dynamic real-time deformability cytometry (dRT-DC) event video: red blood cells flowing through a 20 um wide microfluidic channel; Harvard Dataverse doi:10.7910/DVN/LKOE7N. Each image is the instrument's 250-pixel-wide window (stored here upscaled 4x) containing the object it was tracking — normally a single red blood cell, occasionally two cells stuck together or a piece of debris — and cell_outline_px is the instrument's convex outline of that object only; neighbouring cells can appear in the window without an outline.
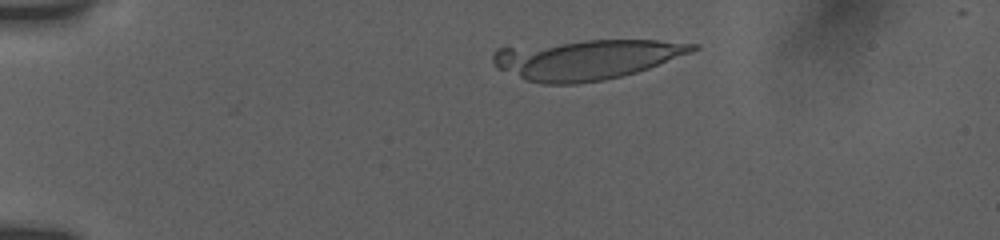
{"species": "human", "species_latin": "Homo sapiens", "temperature_condition": "room temperature", "stored_images_in_passage": 19, "camera_frame_rate_fps": 3000, "um_per_image_px": 0.085, "donor": {"sex": "female"}, "frame": {"image": 1, "passage_image": 1, "time_ms": 0.0, "image_size_px": [1000, 240], "cell_outline_px": [[700, 48], [648, 68], [636, 72], [604, 80], [576, 84], [544, 84], [528, 80], [496, 68], [492, 60], [492, 56], [496, 48], [584, 40], [656, 40], [700, 44]], "centroid_in_image_um": [49.8, 5.04], "position_along_channel_um": 35.2, "area_um2": 46.24}}